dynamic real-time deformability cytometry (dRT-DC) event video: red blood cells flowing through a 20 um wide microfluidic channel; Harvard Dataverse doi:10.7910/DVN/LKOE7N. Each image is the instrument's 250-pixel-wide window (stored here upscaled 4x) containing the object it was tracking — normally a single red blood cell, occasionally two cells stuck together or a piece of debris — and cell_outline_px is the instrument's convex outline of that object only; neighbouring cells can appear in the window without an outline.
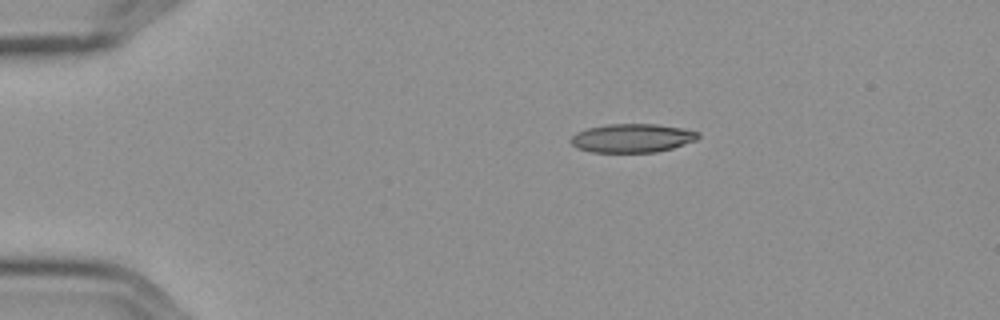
{"species": "Egyptian fruit bat (a non-hibernating species)", "species_latin": "Rousettus aegyptiacus", "temperature_condition": "cold", "stored_images_in_passage": 9, "camera_frame_rate_fps": 3000, "um_per_image_px": 0.085, "frame": {"image": 1, "passage_image": 1, "time_ms": 0.0, "image_size_px": [1000, 320], "cell_outline_px": [[700, 136], [696, 140], [672, 148], [656, 152], [592, 152], [576, 148], [568, 140], [576, 132], [588, 128], [608, 124], [656, 124], [680, 128], [700, 132]], "centroid_in_image_um": [53.71, 11.74], "position_along_channel_um": 31.3, "area_um2": 21.27}}
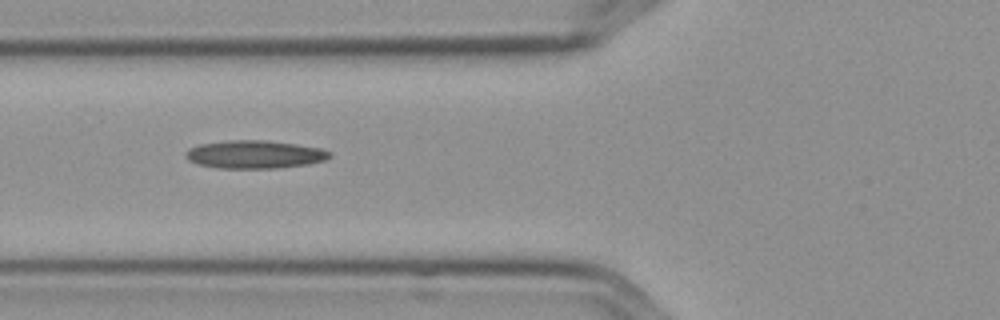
{"frame": {"image": 2, "passage_image": 4, "time_ms": 1.0, "image_size_px": [1000, 320], "cell_outline_px": [[332, 156], [324, 160], [308, 164], [276, 168], [220, 168], [196, 164], [188, 160], [184, 156], [184, 152], [188, 148], [200, 144], [228, 140], [268, 140], [296, 144], [320, 148], [332, 152]], "centroid_in_image_um": [21.62, 13.12], "position_along_channel_um": 104.2, "area_um2": 23.7}}
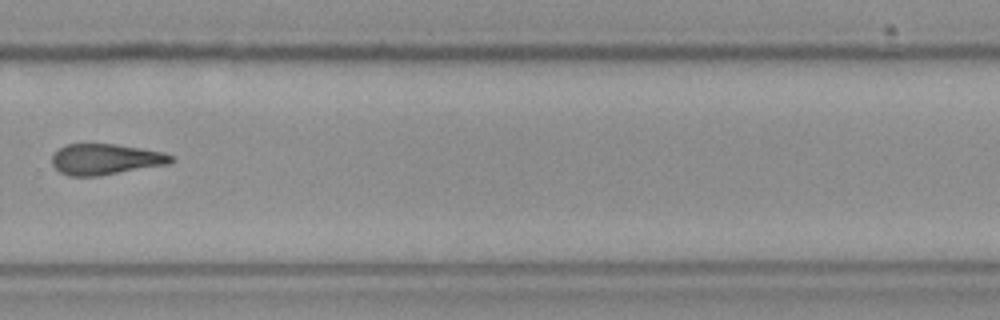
{"frame": {"image": 3, "passage_image": 9, "time_ms": 2.667, "image_size_px": [1000, 320], "cell_outline_px": [[176, 160], [168, 164], [96, 176], [68, 176], [60, 172], [52, 164], [52, 156], [60, 148], [68, 144], [116, 144], [164, 152], [172, 156]], "centroid_in_image_um": [8.98, 13.53], "position_along_channel_um": 320.8, "area_um2": 21.21}}